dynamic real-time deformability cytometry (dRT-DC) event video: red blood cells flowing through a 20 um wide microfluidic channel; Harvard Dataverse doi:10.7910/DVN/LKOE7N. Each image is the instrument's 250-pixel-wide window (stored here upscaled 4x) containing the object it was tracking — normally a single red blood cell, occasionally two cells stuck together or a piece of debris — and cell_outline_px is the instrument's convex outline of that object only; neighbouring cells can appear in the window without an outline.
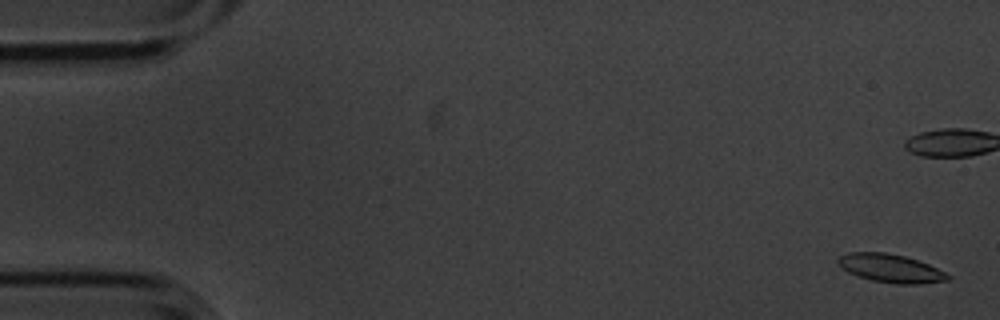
{"species": "common noctule bat (a hibernating species)", "species_latin": "Nyctalus noctula", "temperature_condition": "cold", "stored_images_in_passage": 5, "camera_frame_rate_fps": 3000, "um_per_image_px": 0.085, "animal": {"sex": "male", "body_mass_g": 20.1, "forearm_length_mm": 53.5}, "frame": {"image": 1, "passage_image": 1, "time_ms": 0.0, "image_size_px": [1000, 320], "cell_outline_px": [[952, 276], [948, 280], [920, 284], [896, 284], [872, 280], [848, 272], [836, 260], [840, 256], [848, 252], [884, 252], [904, 256], [928, 264]], "centroid_in_image_um": [75.72, 22.81], "position_along_channel_um": 9.3, "area_um2": 17.86}}